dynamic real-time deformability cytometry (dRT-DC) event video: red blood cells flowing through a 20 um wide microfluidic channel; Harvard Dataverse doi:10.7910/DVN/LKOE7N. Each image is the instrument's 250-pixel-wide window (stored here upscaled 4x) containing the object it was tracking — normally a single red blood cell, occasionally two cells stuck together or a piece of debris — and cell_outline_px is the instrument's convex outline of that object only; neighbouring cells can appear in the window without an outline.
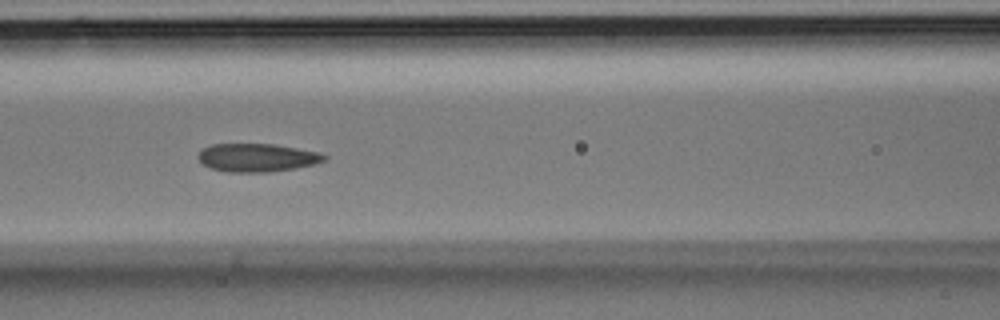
{"species": "Egyptian fruit bat (a non-hibernating species)", "species_latin": "Rousettus aegyptiacus", "temperature_condition": "room temperature", "stored_images_in_passage": 35, "camera_frame_rate_fps": 3000, "um_per_image_px": 0.085, "animal": {"sex": "male"}, "frame": {"image": 1, "passage_image": 14, "time_ms": 4.333, "image_size_px": [1000, 320], "cell_outline_px": [[328, 156], [324, 160], [316, 164], [296, 168], [268, 172], [228, 172], [212, 168], [204, 164], [196, 156], [204, 148], [212, 144], [276, 144], [320, 152]], "centroid_in_image_um": [21.89, 13.39], "position_along_channel_um": 144.7, "area_um2": 20.75}}
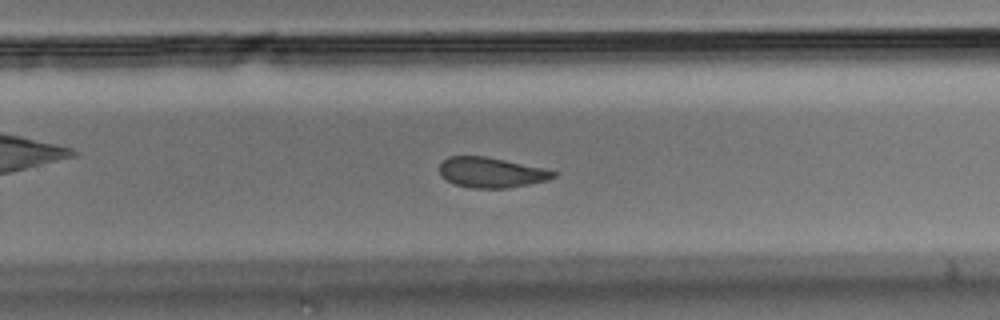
{"frame": {"image": 2, "passage_image": 22, "time_ms": 7.0, "image_size_px": [1000, 320], "cell_outline_px": [[556, 176], [548, 180], [528, 184], [504, 188], [472, 188], [456, 184], [448, 180], [440, 172], [440, 164], [448, 156], [484, 156], [544, 168], [556, 172]], "centroid_in_image_um": [41.77, 14.65], "position_along_channel_um": 288.0, "area_um2": 19.71}}
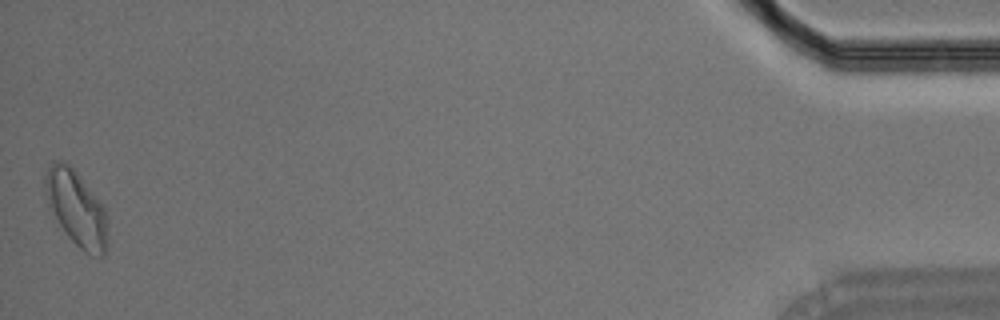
{"frame": {"image": 3, "passage_image": 35, "time_ms": 11.333, "image_size_px": [1000, 320], "cell_outline_px": [[108, 244], [104, 256], [100, 256], [84, 252], [68, 236], [60, 224], [44, 192], [44, 176], [52, 160], [68, 160], [104, 208]], "centroid_in_image_um": [6.48, 17.65], "position_along_channel_um": 428.7, "area_um2": 26.93}}